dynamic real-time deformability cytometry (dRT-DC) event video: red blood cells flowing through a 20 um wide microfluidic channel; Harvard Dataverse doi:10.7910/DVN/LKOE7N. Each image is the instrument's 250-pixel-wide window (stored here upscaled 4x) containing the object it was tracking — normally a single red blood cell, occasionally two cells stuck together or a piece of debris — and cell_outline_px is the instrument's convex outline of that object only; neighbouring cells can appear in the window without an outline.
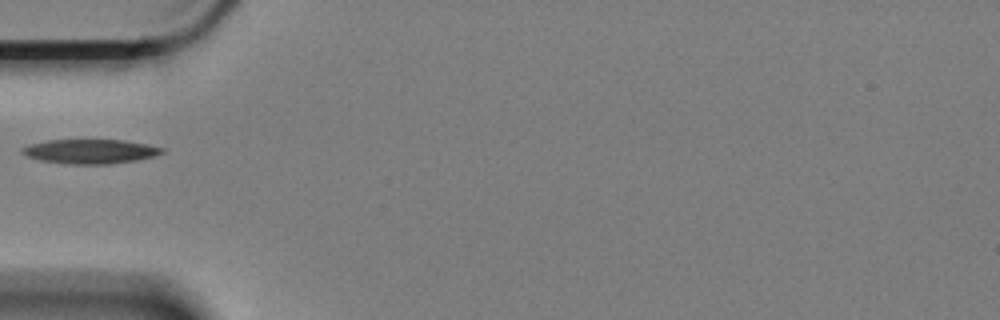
{"species": "Egyptian fruit bat (a non-hibernating species)", "species_latin": "Rousettus aegyptiacus", "temperature_condition": "cold", "stored_images_in_passage": 13, "camera_frame_rate_fps": 3000, "um_per_image_px": 0.085, "animal": {"sex": "female"}, "frame": {"image": 1, "passage_image": 1, "time_ms": 0.0, "image_size_px": [1000, 320], "cell_outline_px": [[164, 152], [152, 156], [136, 160], [108, 164], [68, 164], [40, 160], [28, 156], [20, 152], [20, 148], [28, 144], [48, 140], [124, 140], [148, 144], [164, 148]], "centroid_in_image_um": [7.64, 12.86], "position_along_channel_um": 77.4, "area_um2": 19.83}}
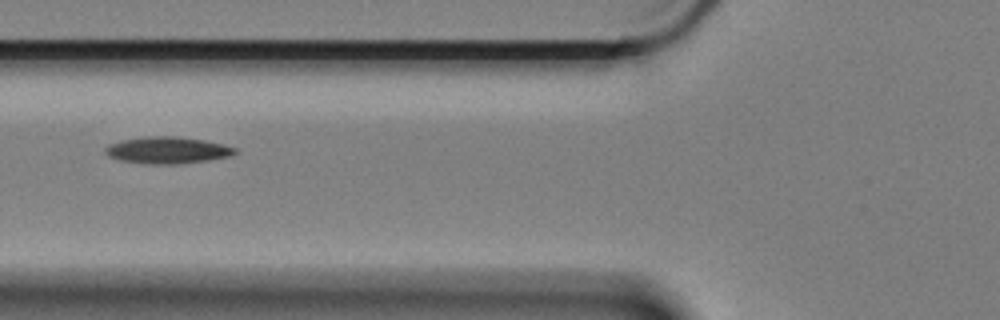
{"frame": {"image": 2, "passage_image": 4, "time_ms": 1.0, "image_size_px": [1000, 320], "cell_outline_px": [[240, 152], [232, 156], [208, 160], [180, 164], [144, 164], [120, 160], [108, 156], [104, 152], [104, 148], [108, 144], [120, 140], [148, 136], [172, 136], [204, 140], [224, 144], [236, 148]], "centroid_in_image_um": [14.24, 12.77], "position_along_channel_um": 111.6, "area_um2": 20.52}}
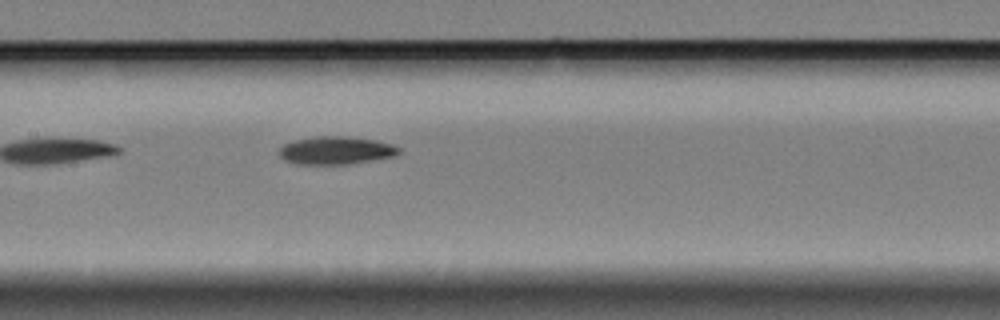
{"frame": {"image": 3, "passage_image": 10, "time_ms": 3.0, "image_size_px": [1000, 320], "cell_outline_px": [[400, 152], [392, 156], [348, 164], [296, 164], [284, 160], [276, 152], [284, 144], [296, 140], [316, 136], [348, 136], [376, 140], [392, 144], [400, 148]], "centroid_in_image_um": [28.51, 12.78], "position_along_channel_um": 178.9, "area_um2": 19.42}}